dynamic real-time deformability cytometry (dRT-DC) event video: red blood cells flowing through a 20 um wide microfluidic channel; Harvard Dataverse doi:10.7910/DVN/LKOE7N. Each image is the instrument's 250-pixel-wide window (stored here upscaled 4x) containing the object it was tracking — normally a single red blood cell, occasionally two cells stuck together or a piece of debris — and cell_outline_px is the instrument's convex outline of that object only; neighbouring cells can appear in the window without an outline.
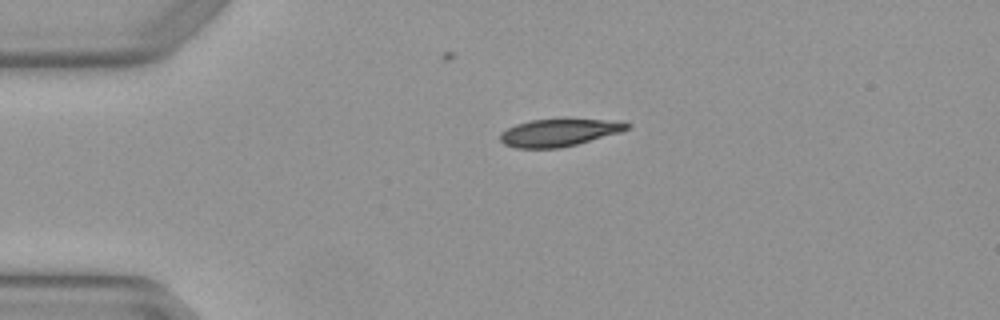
{"species": "Egyptian fruit bat (a non-hibernating species)", "species_latin": "Rousettus aegyptiacus", "temperature_condition": "warm", "stored_images_in_passage": 3, "segment_of_instrument_passage": [1, 2], "camera_frame_rate_fps": 3000, "um_per_image_px": 0.085, "animal": {"sex": "female"}, "frame": {"image": 1, "passage_image": 1, "time_ms": 0.0, "image_size_px": [1000, 320], "cell_outline_px": [[632, 124], [628, 128], [620, 132], [576, 144], [560, 148], [516, 148], [504, 144], [500, 140], [500, 132], [516, 124], [532, 120], [620, 120]], "centroid_in_image_um": [47.5, 11.28], "position_along_channel_um": 37.5, "area_um2": 19.94}}